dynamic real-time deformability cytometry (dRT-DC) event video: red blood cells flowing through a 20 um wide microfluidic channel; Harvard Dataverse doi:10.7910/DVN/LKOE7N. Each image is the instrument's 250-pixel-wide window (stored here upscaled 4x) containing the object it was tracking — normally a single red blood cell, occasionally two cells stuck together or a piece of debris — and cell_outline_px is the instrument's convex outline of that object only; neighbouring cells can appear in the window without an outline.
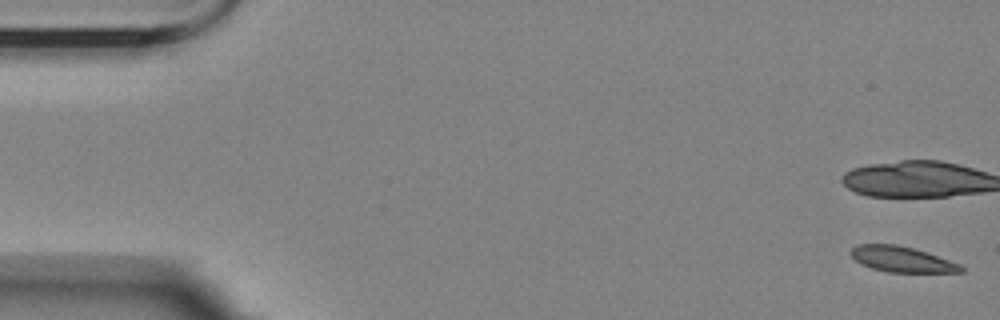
{"species": "Egyptian fruit bat (a non-hibernating species)", "species_latin": "Rousettus aegyptiacus", "temperature_condition": "room temperature", "stored_images_in_passage": 57, "camera_frame_rate_fps": 3000, "um_per_image_px": 0.085, "animal": {"sex": "female"}, "frame": {"image": 1, "passage_image": 1, "time_ms": 0.0, "image_size_px": [1000, 320], "cell_outline_px": [[964, 272], [888, 272], [872, 268], [856, 260], [852, 256], [852, 248], [856, 244], [896, 244], [928, 252], [960, 264], [964, 268]], "centroid_in_image_um": [76.69, 22.03], "position_along_channel_um": 8.3, "area_um2": 16.24}}
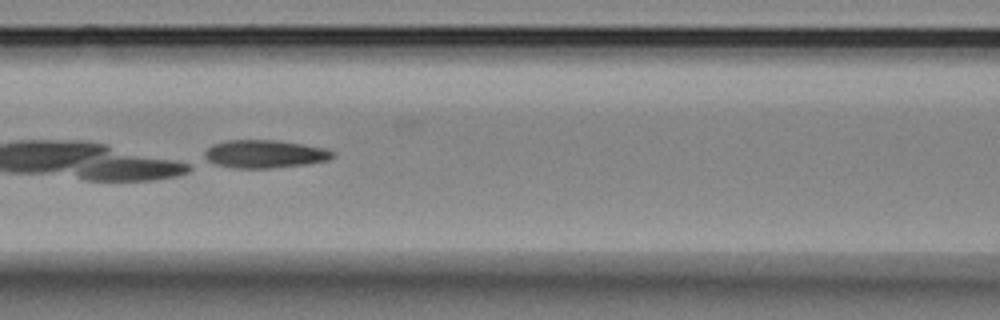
{"frame": {"image": 2, "passage_image": 25, "time_ms": 8.0, "image_size_px": [1000, 320], "cell_outline_px": [[336, 156], [328, 160], [304, 164], [272, 168], [236, 168], [216, 164], [208, 160], [204, 156], [204, 152], [212, 144], [228, 140], [276, 140], [324, 148], [332, 152]], "centroid_in_image_um": [22.48, 13.08], "position_along_channel_um": 144.1, "area_um2": 20.63}}